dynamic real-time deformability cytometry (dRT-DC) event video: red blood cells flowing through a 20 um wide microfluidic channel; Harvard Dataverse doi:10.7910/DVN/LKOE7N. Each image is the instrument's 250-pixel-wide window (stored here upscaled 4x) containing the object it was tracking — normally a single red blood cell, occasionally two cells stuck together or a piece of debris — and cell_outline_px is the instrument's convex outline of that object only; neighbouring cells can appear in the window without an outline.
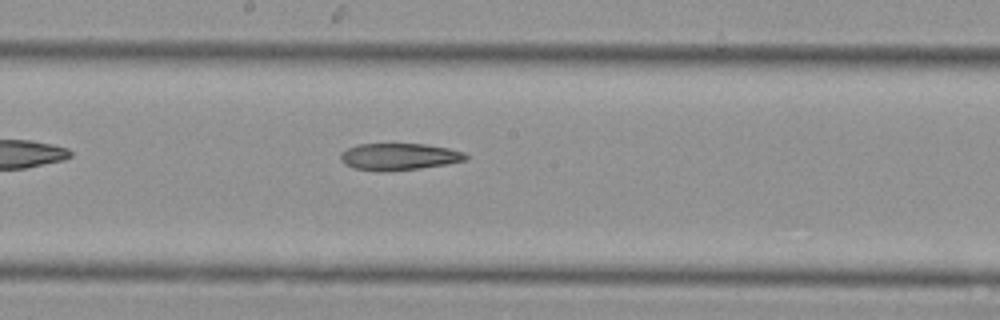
{"species": "Egyptian fruit bat (a non-hibernating species)", "species_latin": "Rousettus aegyptiacus", "temperature_condition": "cold", "stored_images_in_passage": 21, "camera_frame_rate_fps": 3000, "um_per_image_px": 0.085, "animal": {"sex": "female"}, "frame": {"image": 1, "passage_image": 10, "time_ms": 3.0, "image_size_px": [1000, 320], "cell_outline_px": [[468, 160], [448, 164], [420, 168], [380, 172], [352, 168], [344, 164], [340, 160], [340, 152], [356, 144], [424, 144], [448, 148], [464, 152], [468, 156]], "centroid_in_image_um": [33.89, 13.32], "position_along_channel_um": 214.3, "area_um2": 19.83}}
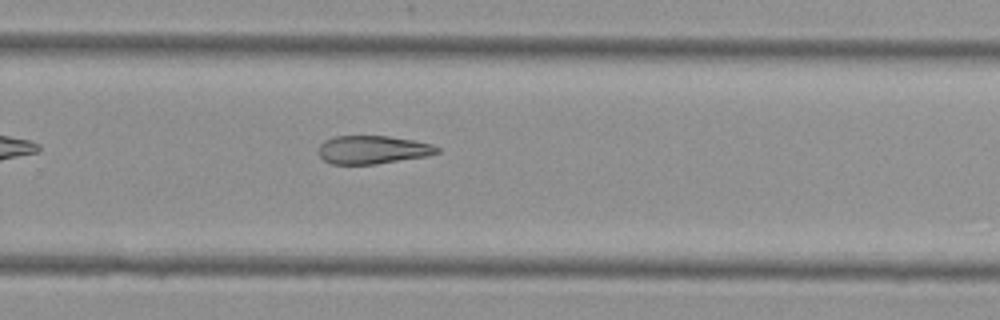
{"frame": {"image": 2, "passage_image": 15, "time_ms": 4.667, "image_size_px": [1000, 320], "cell_outline_px": [[440, 152], [428, 156], [376, 164], [332, 164], [324, 160], [316, 152], [320, 144], [324, 140], [336, 136], [388, 136], [412, 140], [432, 144], [440, 148]], "centroid_in_image_um": [31.67, 12.73], "position_along_channel_um": 298.1, "area_um2": 19.65}}